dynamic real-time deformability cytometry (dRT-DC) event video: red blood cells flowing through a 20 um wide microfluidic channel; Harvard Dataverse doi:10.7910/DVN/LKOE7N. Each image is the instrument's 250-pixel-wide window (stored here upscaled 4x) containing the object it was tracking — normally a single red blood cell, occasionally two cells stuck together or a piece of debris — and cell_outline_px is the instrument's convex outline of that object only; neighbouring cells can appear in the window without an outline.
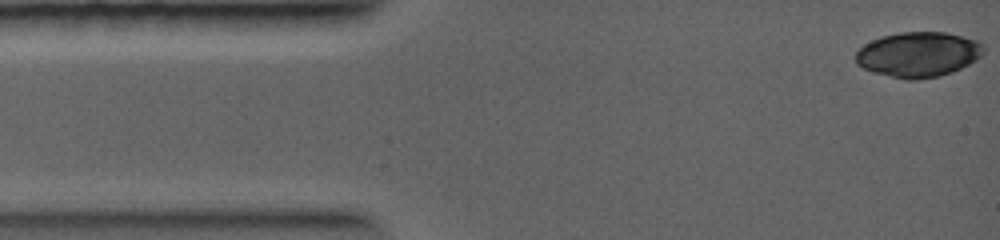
{"species": "common noctule bat (a hibernating species)", "species_latin": "Nyctalus noctula", "temperature_condition": "warm", "stored_images_in_passage": 6, "camera_frame_rate_fps": 5000, "um_per_image_px": 0.085, "animal": {"sex": "female", "body_mass_g": 19.0, "forearm_length_mm": 56.7}, "frame": {"image": 1, "passage_image": 1, "time_ms": 0.0, "image_size_px": [1000, 240], "cell_outline_px": [[984, 52], [976, 60], [952, 72], [936, 76], [916, 80], [904, 80], [876, 72], [864, 68], [856, 64], [856, 52], [864, 44], [872, 40], [884, 36], [900, 32], [944, 32], [980, 40], [984, 44]], "centroid_in_image_um": [78.08, 4.62], "position_along_channel_um": 6.9, "area_um2": 33.52}}